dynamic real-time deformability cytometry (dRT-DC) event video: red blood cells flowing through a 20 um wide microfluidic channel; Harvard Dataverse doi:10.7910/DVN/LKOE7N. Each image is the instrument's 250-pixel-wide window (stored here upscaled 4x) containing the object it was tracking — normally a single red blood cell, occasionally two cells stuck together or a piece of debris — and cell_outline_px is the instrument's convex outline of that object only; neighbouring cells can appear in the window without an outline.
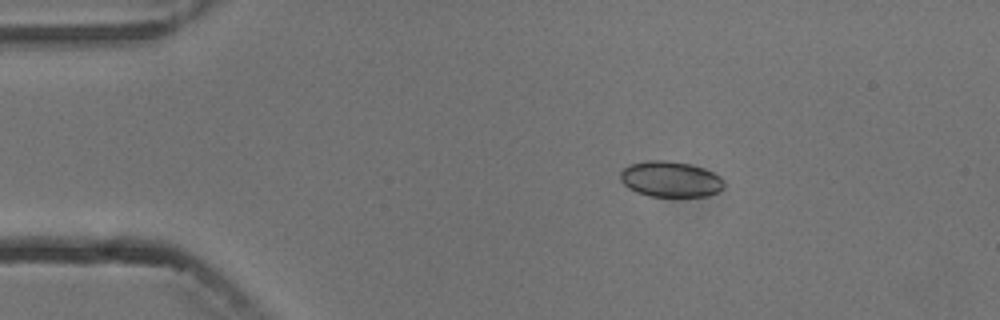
{"species": "common noctule bat (a hibernating species)", "species_latin": "Nyctalus noctula", "temperature_condition": "cold", "stored_images_in_passage": 6, "camera_frame_rate_fps": 3000, "um_per_image_px": 0.085, "animal": {"sex": "male", "body_mass_g": 13.3}, "frame": {"image": 1, "passage_image": 3, "time_ms": 2.333, "image_size_px": [1000, 320], "cell_outline_px": [[724, 188], [708, 196], [648, 196], [636, 192], [628, 188], [620, 180], [620, 172], [628, 164], [648, 160], [668, 160], [688, 164], [704, 168], [720, 176], [724, 180]], "centroid_in_image_um": [56.97, 15.22], "position_along_channel_um": 28.0, "area_um2": 21.73}}
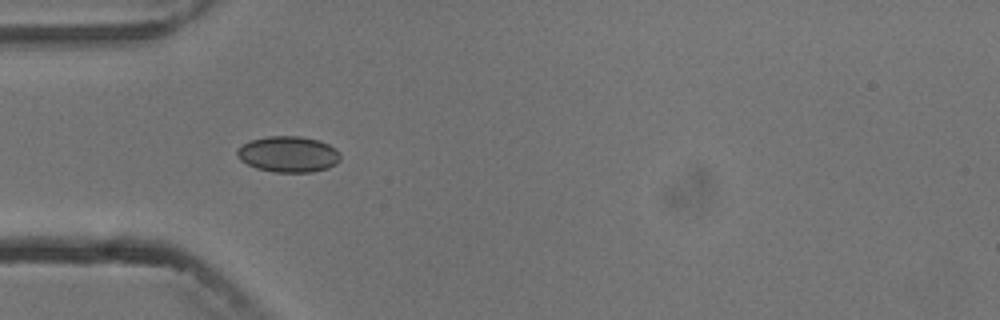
{"frame": {"image": 2, "passage_image": 5, "time_ms": 4.667, "image_size_px": [1000, 320], "cell_outline_px": [[340, 160], [336, 164], [328, 168], [312, 172], [272, 172], [256, 168], [240, 160], [236, 156], [236, 152], [244, 144], [252, 140], [268, 136], [300, 136], [320, 140], [336, 148], [340, 152]], "centroid_in_image_um": [24.54, 13.11], "position_along_channel_um": 60.5, "area_um2": 21.73}}
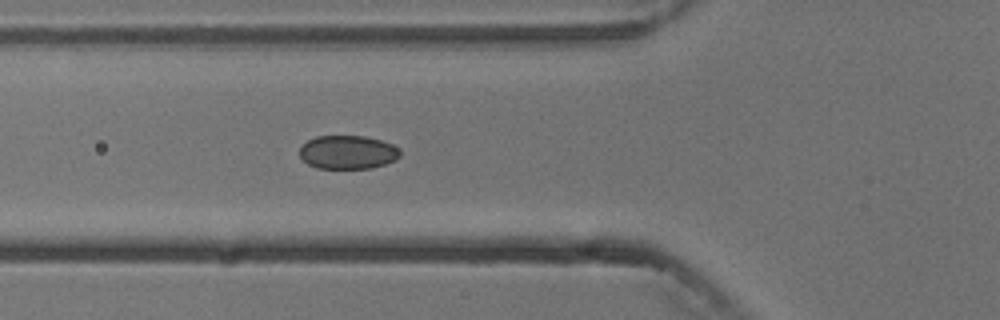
{"frame": {"image": 3, "passage_image": 6, "time_ms": 5.667, "image_size_px": [1000, 320], "cell_outline_px": [[400, 156], [396, 160], [372, 168], [316, 168], [308, 164], [300, 156], [300, 148], [308, 140], [316, 136], [364, 136], [380, 140], [392, 144], [400, 152]], "centroid_in_image_um": [29.55, 12.94], "position_along_channel_um": 96.2, "area_um2": 19.54}}